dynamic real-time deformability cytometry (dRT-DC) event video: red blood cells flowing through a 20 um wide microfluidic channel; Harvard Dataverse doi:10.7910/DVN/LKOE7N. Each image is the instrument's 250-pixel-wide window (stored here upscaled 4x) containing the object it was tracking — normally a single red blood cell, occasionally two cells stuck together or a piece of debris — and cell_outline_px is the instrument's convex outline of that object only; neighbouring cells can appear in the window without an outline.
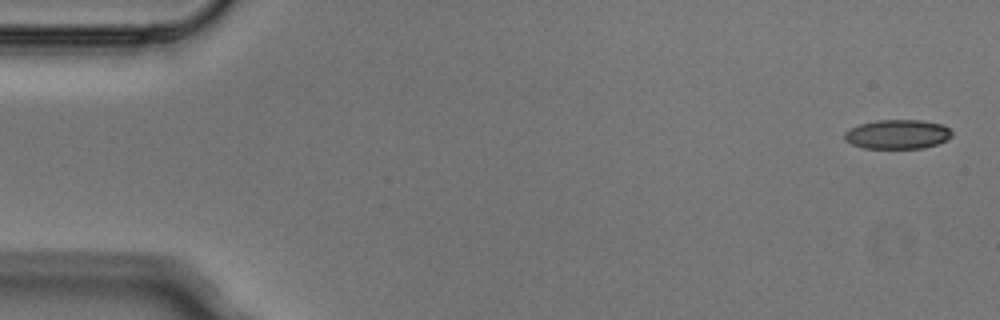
{"species": "Egyptian fruit bat (a non-hibernating species)", "species_latin": "Rousettus aegyptiacus", "temperature_condition": "cold", "stored_images_in_passage": 10, "camera_frame_rate_fps": 3000, "um_per_image_px": 0.085, "animal": {"sex": "male"}, "frame": {"image": 1, "passage_image": 1, "time_ms": 0.0, "image_size_px": [1000, 320], "cell_outline_px": [[952, 136], [948, 140], [924, 148], [864, 148], [852, 144], [844, 140], [844, 132], [848, 128], [860, 124], [876, 120], [924, 120], [944, 124], [952, 132]], "centroid_in_image_um": [76.29, 11.4], "position_along_channel_um": 8.7, "area_um2": 18.55}}
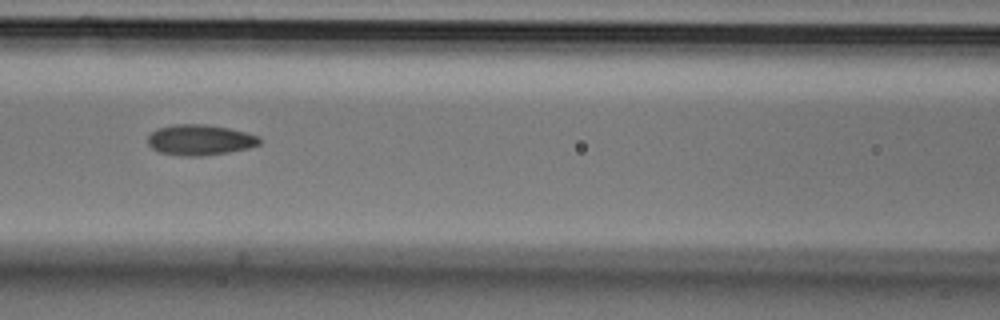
{"frame": {"image": 2, "passage_image": 7, "time_ms": 2.0, "image_size_px": [1000, 320], "cell_outline_px": [[260, 144], [248, 148], [228, 152], [200, 156], [184, 156], [160, 152], [152, 148], [148, 144], [148, 136], [156, 128], [172, 124], [204, 124], [228, 128], [260, 136]], "centroid_in_image_um": [16.97, 11.88], "position_along_channel_um": 149.6, "area_um2": 19.88}}
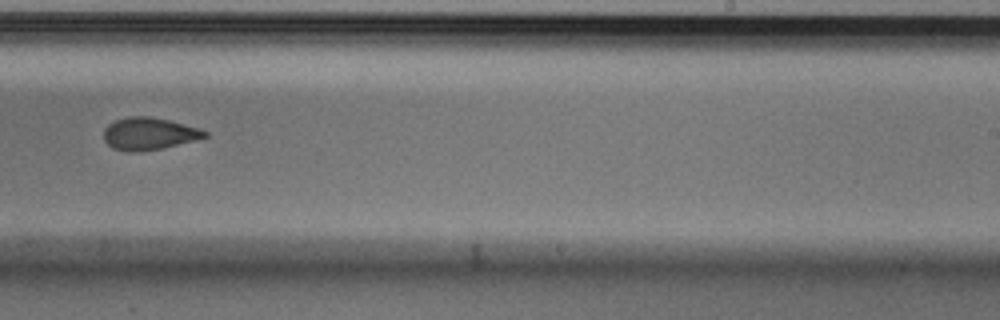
{"frame": {"image": 3, "passage_image": 10, "time_ms": 3.0, "image_size_px": [1000, 320], "cell_outline_px": [[208, 136], [196, 140], [164, 148], [140, 152], [128, 152], [112, 148], [104, 140], [104, 128], [108, 124], [116, 120], [128, 116], [148, 116], [168, 120], [196, 128], [208, 132]], "centroid_in_image_um": [12.63, 11.38], "position_along_channel_um": 276.4, "area_um2": 19.02}}